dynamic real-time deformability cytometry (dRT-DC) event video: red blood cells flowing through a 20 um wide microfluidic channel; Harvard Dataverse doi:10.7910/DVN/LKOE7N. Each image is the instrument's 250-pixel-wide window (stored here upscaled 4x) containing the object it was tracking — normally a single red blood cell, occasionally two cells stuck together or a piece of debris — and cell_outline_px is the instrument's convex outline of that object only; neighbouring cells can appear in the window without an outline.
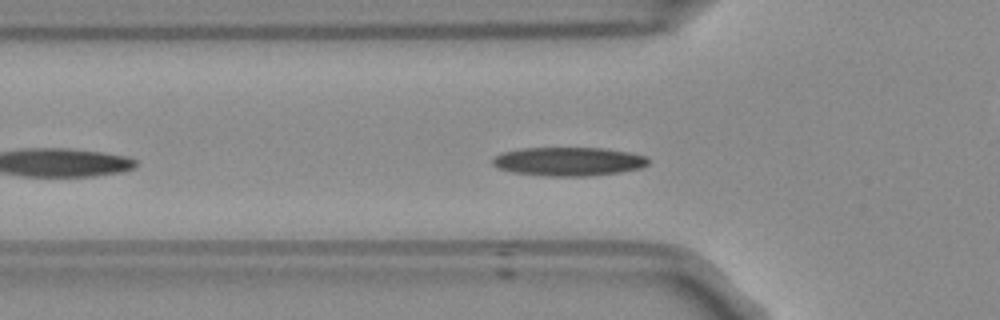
{"species": "Egyptian fruit bat (a non-hibernating species)", "species_latin": "Rousettus aegyptiacus", "temperature_condition": "room temperature", "stored_images_in_passage": 15, "camera_frame_rate_fps": 3000, "um_per_image_px": 0.085, "frame": {"image": 1, "passage_image": 7, "time_ms": 2.0, "image_size_px": [1000, 320], "cell_outline_px": [[648, 164], [640, 168], [620, 172], [588, 176], [544, 176], [512, 172], [500, 168], [492, 164], [492, 156], [500, 152], [520, 148], [604, 148], [628, 152], [644, 156], [648, 160]], "centroid_in_image_um": [48.26, 13.72], "position_along_channel_um": 77.5, "area_um2": 26.13}}